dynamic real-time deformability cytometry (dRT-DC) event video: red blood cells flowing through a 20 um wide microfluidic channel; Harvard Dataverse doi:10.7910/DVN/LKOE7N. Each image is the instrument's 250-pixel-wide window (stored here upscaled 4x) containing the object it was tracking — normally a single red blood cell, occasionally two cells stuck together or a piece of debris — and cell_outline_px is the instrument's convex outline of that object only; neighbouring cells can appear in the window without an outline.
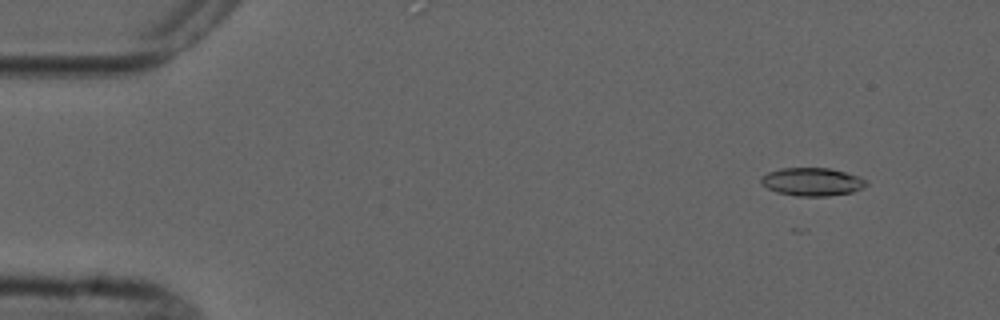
{"species": "common noctule bat (a hibernating species)", "species_latin": "Nyctalus noctula", "temperature_condition": "cold", "stored_images_in_passage": 4, "camera_frame_rate_fps": 3000, "um_per_image_px": 0.085, "animal": {"sex": "male", "forearm_length_mm": 52.5}, "frame": {"image": 1, "passage_image": 1, "time_ms": 0.0, "image_size_px": [1000, 320], "cell_outline_px": [[868, 184], [864, 188], [852, 192], [828, 196], [796, 196], [776, 192], [760, 184], [760, 176], [768, 172], [780, 168], [828, 168], [860, 176], [868, 180]], "centroid_in_image_um": [69.03, 15.45], "position_along_channel_um": 16.0, "area_um2": 17.46}}
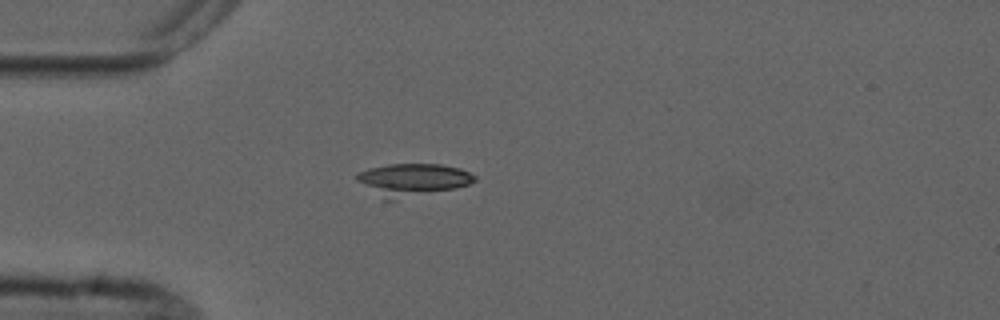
{"frame": {"image": 2, "passage_image": 4, "time_ms": 3.333, "image_size_px": [1000, 320], "cell_outline_px": [[476, 180], [468, 184], [456, 188], [396, 200], [384, 200], [356, 180], [356, 176], [360, 172], [368, 168], [388, 164], [440, 164], [460, 168], [476, 176]], "centroid_in_image_um": [35.06, 15.28], "position_along_channel_um": 49.9, "area_um2": 22.2}}